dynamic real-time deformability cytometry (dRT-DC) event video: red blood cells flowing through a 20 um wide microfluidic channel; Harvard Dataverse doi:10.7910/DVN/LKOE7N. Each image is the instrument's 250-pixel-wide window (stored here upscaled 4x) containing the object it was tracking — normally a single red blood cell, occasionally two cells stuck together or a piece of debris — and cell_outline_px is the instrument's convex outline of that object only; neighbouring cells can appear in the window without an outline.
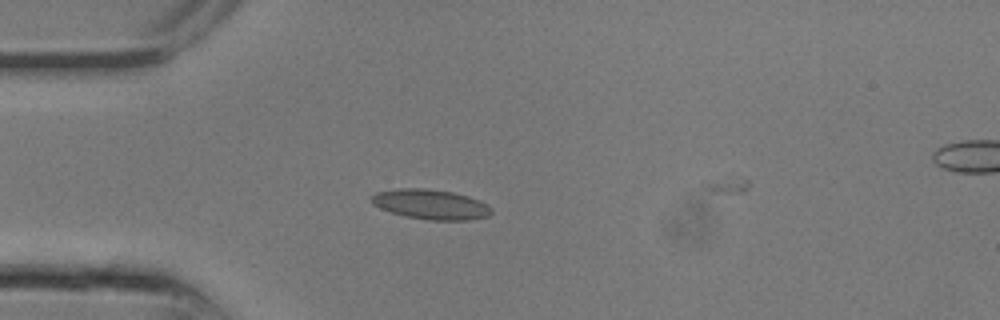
{"species": "common noctule bat (a hibernating species)", "species_latin": "Nyctalus noctula", "temperature_condition": "room temperature", "stored_images_in_passage": 11, "camera_frame_rate_fps": 3000, "um_per_image_px": 0.085, "animal": {"sex": "male", "body_mass_g": 13.3}, "frame": {"image": 1, "passage_image": 7, "time_ms": 2.0, "image_size_px": [1000, 320], "cell_outline_px": [[492, 212], [488, 216], [468, 220], [428, 220], [408, 216], [392, 212], [380, 208], [372, 204], [368, 200], [368, 196], [376, 192], [400, 188], [424, 188], [452, 192], [468, 196], [480, 200], [488, 204], [492, 208]], "centroid_in_image_um": [36.59, 17.36], "position_along_channel_um": 48.4, "area_um2": 21.04}}
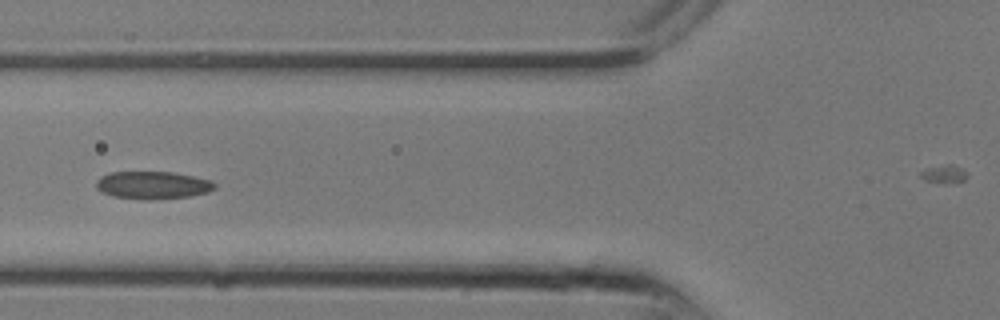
{"frame": {"image": 2, "passage_image": 10, "time_ms": 3.0, "image_size_px": [1000, 320], "cell_outline_px": [[216, 188], [208, 192], [188, 196], [148, 200], [112, 196], [100, 192], [96, 188], [96, 180], [100, 176], [108, 172], [172, 172], [212, 180], [216, 184]], "centroid_in_image_um": [12.95, 15.73], "position_along_channel_um": 112.9, "area_um2": 19.19}}